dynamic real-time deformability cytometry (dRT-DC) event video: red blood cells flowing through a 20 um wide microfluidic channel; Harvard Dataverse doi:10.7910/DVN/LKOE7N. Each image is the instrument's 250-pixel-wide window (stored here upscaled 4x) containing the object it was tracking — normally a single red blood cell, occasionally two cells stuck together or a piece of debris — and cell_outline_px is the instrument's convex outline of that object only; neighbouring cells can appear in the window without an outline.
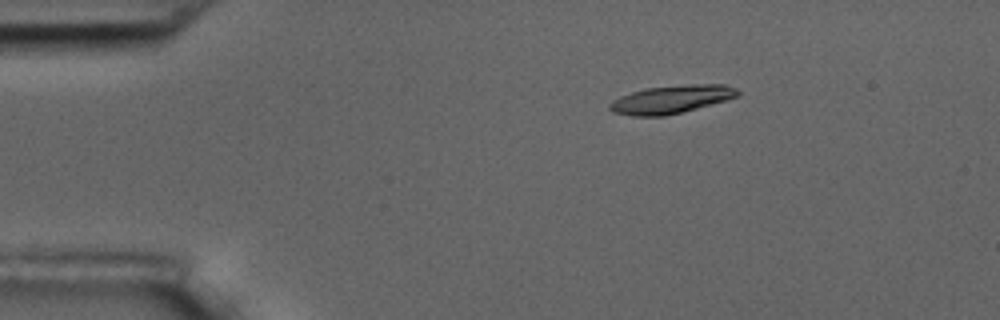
{"species": "common noctule bat (a hibernating species)", "species_latin": "Nyctalus noctula", "temperature_condition": "room temperature", "stored_images_in_passage": 5, "camera_frame_rate_fps": 3000, "um_per_image_px": 0.085, "animal": {"sex": "male", "body_mass_g": 17.5, "forearm_length_mm": 52.3}, "frame": {"image": 1, "passage_image": 3, "time_ms": 2.333, "image_size_px": [1000, 320], "cell_outline_px": [[740, 96], [728, 100], [664, 116], [632, 116], [612, 112], [608, 108], [608, 104], [612, 100], [620, 96], [632, 92], [648, 88], [692, 84], [728, 84], [736, 88], [740, 92]], "centroid_in_image_um": [57.08, 8.44], "position_along_channel_um": 27.9, "area_um2": 20.98}}